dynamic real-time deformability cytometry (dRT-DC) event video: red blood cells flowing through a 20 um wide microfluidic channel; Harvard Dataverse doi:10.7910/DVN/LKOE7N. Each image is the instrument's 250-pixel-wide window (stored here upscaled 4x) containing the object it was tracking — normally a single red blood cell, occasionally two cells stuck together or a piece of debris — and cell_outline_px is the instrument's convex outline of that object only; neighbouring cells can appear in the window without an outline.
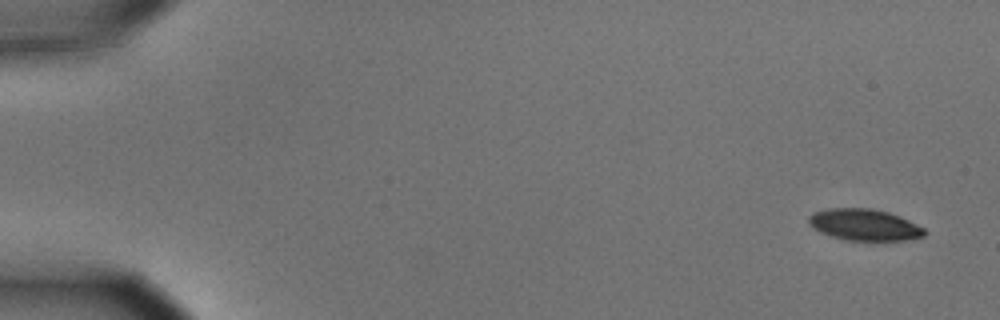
{"species": "common noctule bat (a hibernating species)", "species_latin": "Nyctalus noctula", "temperature_condition": "cold", "stored_images_in_passage": 8, "camera_frame_rate_fps": 3000, "um_per_image_px": 0.085, "animal": {"sex": "male", "body_mass_g": 15.6}, "frame": {"image": 1, "passage_image": 1, "time_ms": 0.0, "image_size_px": [1000, 320], "cell_outline_px": [[928, 232], [924, 236], [908, 240], [844, 240], [820, 232], [808, 224], [808, 216], [816, 212], [828, 208], [872, 208], [888, 212], [900, 216], [924, 228]], "centroid_in_image_um": [73.48, 19.1], "position_along_channel_um": 11.5, "area_um2": 21.27}}
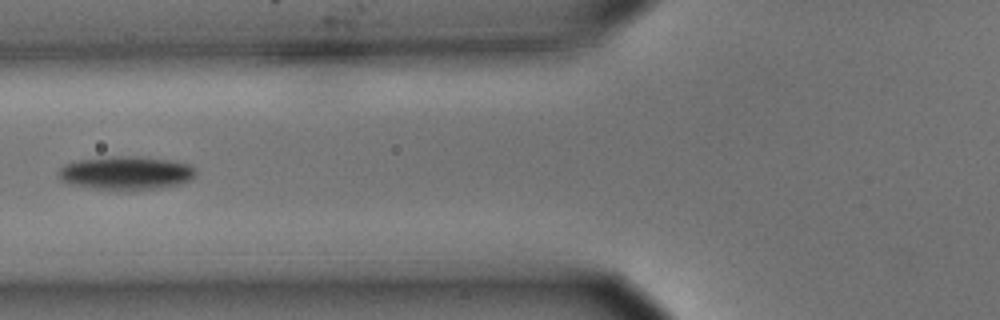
{"frame": {"image": 2, "passage_image": 6, "time_ms": 1.667, "image_size_px": [1000, 320], "cell_outline_px": [[196, 176], [180, 184], [160, 188], [116, 192], [72, 184], [60, 180], [60, 168], [64, 164], [80, 160], [112, 156], [136, 156], [172, 160], [192, 164], [196, 168]], "centroid_in_image_um": [10.77, 14.72], "position_along_channel_um": 115.0, "area_um2": 27.22}}
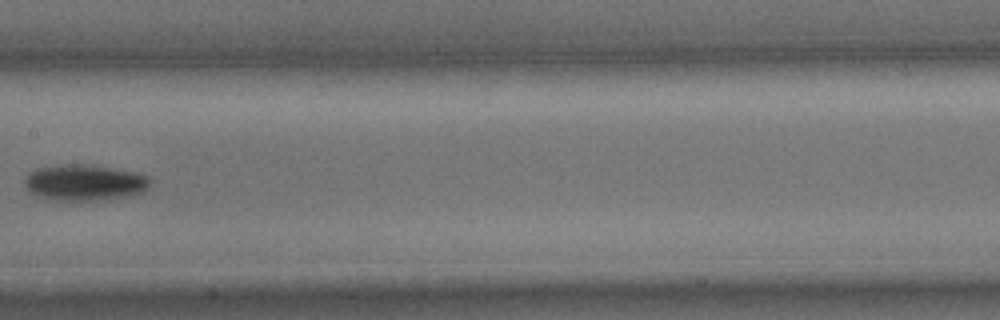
{"frame": {"image": 3, "passage_image": 8, "time_ms": 2.333, "image_size_px": [1000, 320], "cell_outline_px": [[148, 184], [140, 192], [124, 196], [104, 200], [52, 200], [40, 196], [32, 192], [24, 184], [24, 180], [28, 172], [36, 168], [64, 164], [80, 164], [112, 168], [136, 172], [148, 176]], "centroid_in_image_um": [7.12, 15.51], "position_along_channel_um": 200.3, "area_um2": 25.89}}